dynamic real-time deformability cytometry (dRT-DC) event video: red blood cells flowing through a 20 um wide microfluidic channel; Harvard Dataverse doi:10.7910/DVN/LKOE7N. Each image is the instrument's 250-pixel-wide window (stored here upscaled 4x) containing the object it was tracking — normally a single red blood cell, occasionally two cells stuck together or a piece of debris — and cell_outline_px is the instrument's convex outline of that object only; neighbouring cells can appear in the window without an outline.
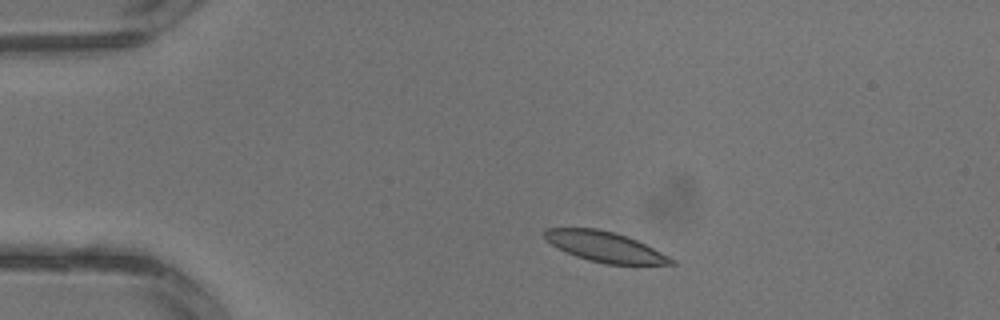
{"species": "common noctule bat (a hibernating species)", "species_latin": "Nyctalus noctula", "temperature_condition": "warm", "stored_images_in_passage": 2, "camera_frame_rate_fps": 3000, "um_per_image_px": 0.085, "animal": {"sex": "male", "body_mass_g": 13.3}, "frame": {"image": 1, "passage_image": 1, "time_ms": 0.0, "image_size_px": [1000, 320], "cell_outline_px": [[676, 264], [608, 264], [588, 260], [576, 256], [552, 244], [544, 236], [544, 232], [548, 228], [596, 228], [612, 232], [636, 240], [676, 260]], "centroid_in_image_um": [51.43, 20.98], "position_along_channel_um": 33.6, "area_um2": 21.68}}